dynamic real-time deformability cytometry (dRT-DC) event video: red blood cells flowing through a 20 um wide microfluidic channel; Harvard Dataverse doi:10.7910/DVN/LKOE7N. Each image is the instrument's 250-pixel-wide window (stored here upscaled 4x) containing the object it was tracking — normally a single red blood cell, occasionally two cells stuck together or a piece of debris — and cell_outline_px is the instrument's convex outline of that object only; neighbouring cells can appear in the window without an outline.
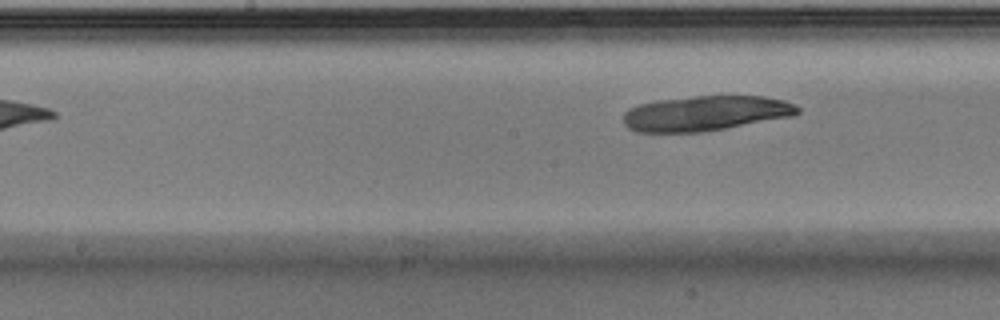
{"species": "Egyptian fruit bat (a non-hibernating species)", "species_latin": "Rousettus aegyptiacus", "temperature_condition": "warm", "stored_images_in_passage": 6, "camera_frame_rate_fps": 3000, "um_per_image_px": 0.085, "animal": {"sex": "male"}, "frame": {"image": 1, "passage_image": 6, "time_ms": 1.667, "image_size_px": [1000, 320], "cell_outline_px": [[800, 112], [792, 116], [724, 128], [700, 132], [640, 132], [628, 128], [624, 124], [624, 112], [640, 104], [656, 100], [696, 96], [764, 96], [784, 100], [796, 104], [800, 108]], "centroid_in_image_um": [59.99, 9.62], "position_along_channel_um": 188.2, "area_um2": 35.37}}